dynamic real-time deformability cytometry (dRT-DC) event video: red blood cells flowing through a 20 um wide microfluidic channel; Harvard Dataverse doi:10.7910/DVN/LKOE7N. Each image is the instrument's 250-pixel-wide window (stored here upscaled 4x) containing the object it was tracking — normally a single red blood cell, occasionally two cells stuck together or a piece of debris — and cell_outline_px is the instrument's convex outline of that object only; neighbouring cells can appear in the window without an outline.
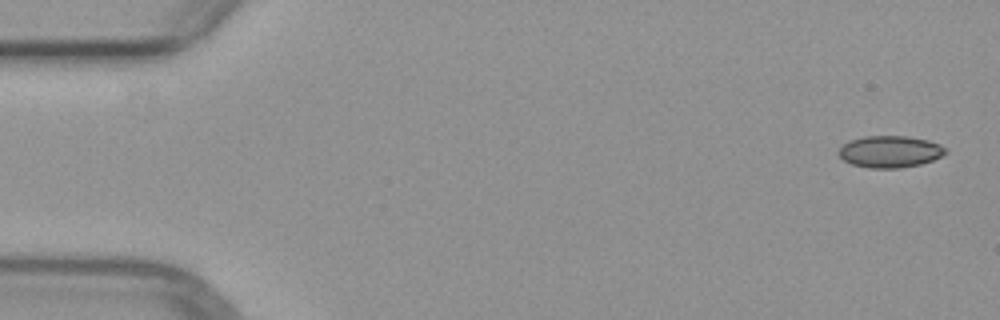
{"species": "common noctule bat (a hibernating species)", "species_latin": "Nyctalus noctula", "temperature_condition": "warm", "stored_images_in_passage": 6, "camera_frame_rate_fps": 3000, "um_per_image_px": 0.085, "animal": {"sex": "female", "body_mass_g": 29.2, "forearm_length_mm": 56.3}, "frame": {"image": 1, "passage_image": 1, "time_ms": 0.0, "image_size_px": [1000, 320], "cell_outline_px": [[948, 152], [932, 160], [920, 164], [900, 168], [868, 168], [852, 164], [844, 160], [836, 152], [848, 140], [864, 136], [908, 136], [928, 140], [940, 144]], "centroid_in_image_um": [75.62, 12.88], "position_along_channel_um": 9.4, "area_um2": 19.83}}
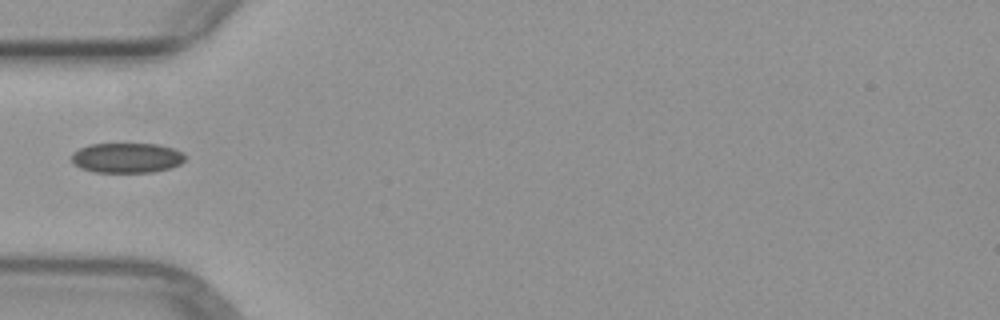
{"frame": {"image": 2, "passage_image": 5, "time_ms": 5.0, "image_size_px": [1000, 320], "cell_outline_px": [[184, 160], [180, 164], [168, 168], [152, 172], [92, 172], [80, 168], [72, 164], [72, 152], [88, 144], [160, 144], [184, 152]], "centroid_in_image_um": [10.74, 13.41], "position_along_channel_um": 74.3, "area_um2": 19.94}}
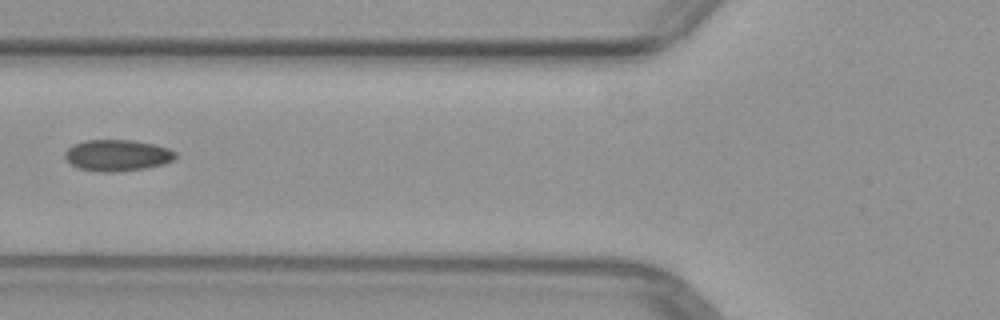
{"frame": {"image": 3, "passage_image": 6, "time_ms": 6.0, "image_size_px": [1000, 320], "cell_outline_px": [[176, 156], [172, 160], [164, 164], [148, 168], [112, 172], [100, 172], [80, 168], [72, 164], [64, 156], [64, 152], [72, 144], [84, 140], [132, 140], [152, 144], [168, 148], [176, 152]], "centroid_in_image_um": [9.96, 13.2], "position_along_channel_um": 115.8, "area_um2": 20.17}}